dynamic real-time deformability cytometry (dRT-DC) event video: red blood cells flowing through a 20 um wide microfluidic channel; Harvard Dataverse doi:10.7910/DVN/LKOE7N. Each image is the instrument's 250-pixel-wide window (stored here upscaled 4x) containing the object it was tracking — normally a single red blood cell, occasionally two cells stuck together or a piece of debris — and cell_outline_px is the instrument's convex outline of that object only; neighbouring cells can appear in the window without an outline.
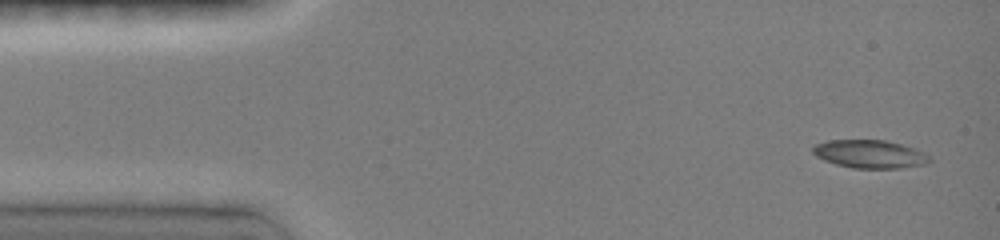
{"species": "common noctule bat (a hibernating species)", "species_latin": "Nyctalus noctula", "temperature_condition": "room temperature", "stored_images_in_passage": 11, "camera_frame_rate_fps": 3000, "um_per_image_px": 0.085, "animal": {"sex": "female", "body_mass_g": 19.0, "forearm_length_mm": 51.5}, "frame": {"image": 1, "passage_image": 1, "time_ms": 0.0, "image_size_px": [1000, 240], "cell_outline_px": [[932, 160], [924, 164], [900, 168], [852, 168], [836, 164], [824, 160], [816, 156], [812, 152], [812, 148], [816, 144], [828, 140], [884, 140], [900, 144], [912, 148], [928, 156]], "centroid_in_image_um": [73.88, 13.1], "position_along_channel_um": 11.1, "area_um2": 18.84}}
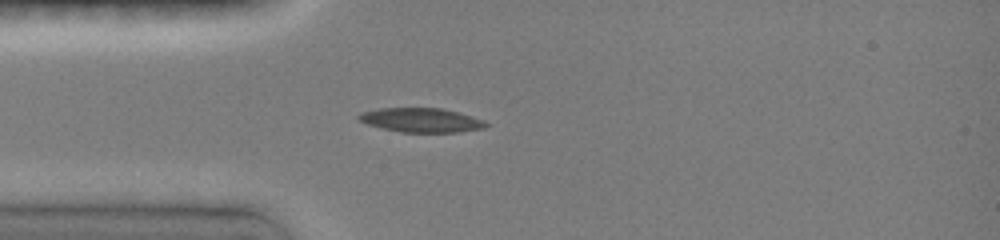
{"frame": {"image": 2, "passage_image": 7, "time_ms": 3.333, "image_size_px": [1000, 240], "cell_outline_px": [[488, 124], [484, 128], [456, 132], [400, 132], [368, 124], [360, 120], [356, 116], [360, 112], [380, 108], [440, 108], [472, 116], [484, 120]], "centroid_in_image_um": [35.79, 10.2], "position_along_channel_um": 49.2, "area_um2": 17.74}}